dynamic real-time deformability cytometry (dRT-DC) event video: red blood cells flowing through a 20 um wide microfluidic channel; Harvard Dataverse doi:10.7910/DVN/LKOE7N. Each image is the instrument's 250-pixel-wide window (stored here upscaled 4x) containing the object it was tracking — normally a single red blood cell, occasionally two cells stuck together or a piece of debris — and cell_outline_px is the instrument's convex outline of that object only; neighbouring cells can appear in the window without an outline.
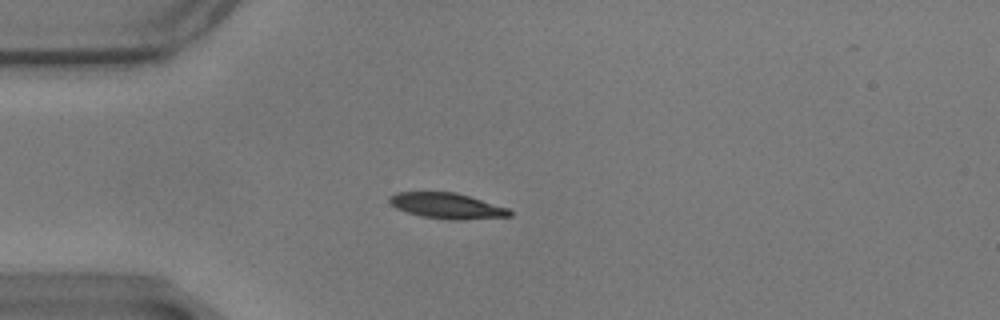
{"species": "common noctule bat (a hibernating species)", "species_latin": "Nyctalus noctula", "temperature_condition": "warm", "stored_images_in_passage": 11, "camera_frame_rate_fps": 3000, "um_per_image_px": 0.085, "animal": {"sex": "male", "body_mass_g": 17.9}, "frame": {"image": 1, "passage_image": 1, "time_ms": 0.0, "image_size_px": [1000, 320], "cell_outline_px": [[512, 216], [464, 220], [452, 220], [420, 216], [396, 208], [388, 200], [388, 196], [396, 192], [456, 192], [508, 208], [512, 212]], "centroid_in_image_um": [37.99, 17.49], "position_along_channel_um": 47.0, "area_um2": 17.98}}
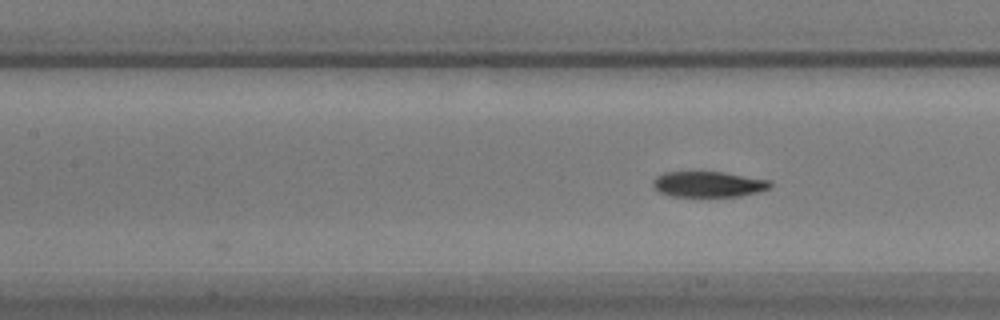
{"frame": {"image": 2, "passage_image": 11, "time_ms": 3.333, "image_size_px": [1000, 320], "cell_outline_px": [[772, 184], [768, 188], [756, 192], [740, 196], [672, 196], [660, 192], [652, 188], [652, 180], [656, 176], [664, 172], [724, 172], [768, 180]], "centroid_in_image_um": [60.14, 15.65], "position_along_channel_um": 147.3, "area_um2": 17.4}}